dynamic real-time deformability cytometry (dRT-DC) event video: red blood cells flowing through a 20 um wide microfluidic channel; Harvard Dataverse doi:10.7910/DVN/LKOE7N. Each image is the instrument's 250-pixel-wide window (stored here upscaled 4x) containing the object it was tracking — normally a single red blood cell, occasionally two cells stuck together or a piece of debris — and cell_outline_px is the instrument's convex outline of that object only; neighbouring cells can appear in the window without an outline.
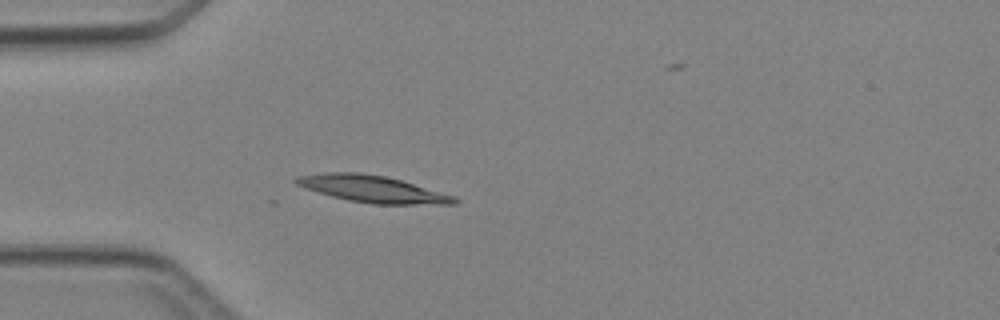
{"species": "Egyptian fruit bat (a non-hibernating species)", "species_latin": "Rousettus aegyptiacus", "temperature_condition": "cold", "stored_images_in_passage": 4, "camera_frame_rate_fps": 3000, "um_per_image_px": 0.085, "animal": {"sex": "female"}, "frame": {"image": 1, "passage_image": 4, "time_ms": 3.667, "image_size_px": [1000, 320], "cell_outline_px": [[460, 200], [456, 204], [372, 204], [348, 200], [332, 196], [304, 188], [296, 184], [292, 180], [296, 176], [324, 172], [360, 172], [384, 176], [400, 180], [456, 196]], "centroid_in_image_um": [31.64, 16.06], "position_along_channel_um": 53.4, "area_um2": 24.8}}